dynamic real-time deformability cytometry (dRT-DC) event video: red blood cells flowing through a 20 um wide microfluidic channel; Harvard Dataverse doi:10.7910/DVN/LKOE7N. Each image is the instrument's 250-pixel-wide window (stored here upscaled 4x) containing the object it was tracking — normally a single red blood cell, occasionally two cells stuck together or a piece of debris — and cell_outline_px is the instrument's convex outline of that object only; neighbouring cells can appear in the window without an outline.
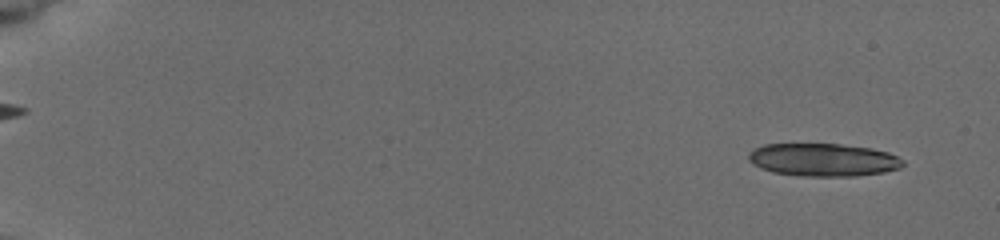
{"species": "common noctule bat (a hibernating species)", "species_latin": "Nyctalus noctula", "temperature_condition": "cold", "stored_images_in_passage": 70, "camera_frame_rate_fps": 3000, "um_per_image_px": 0.085, "animal": {"sex": "female", "body_mass_g": 19.5, "forearm_length_mm": 54.1}, "frame": {"image": 1, "passage_image": 7, "time_ms": 1.0, "image_size_px": [1000, 240], "cell_outline_px": [[904, 164], [900, 168], [884, 172], [856, 176], [800, 176], [772, 172], [760, 168], [752, 164], [748, 160], [748, 152], [752, 148], [764, 144], [840, 144], [872, 148], [888, 152], [904, 160]], "centroid_in_image_um": [69.94, 13.58], "position_along_channel_um": 15.1, "area_um2": 29.88}}
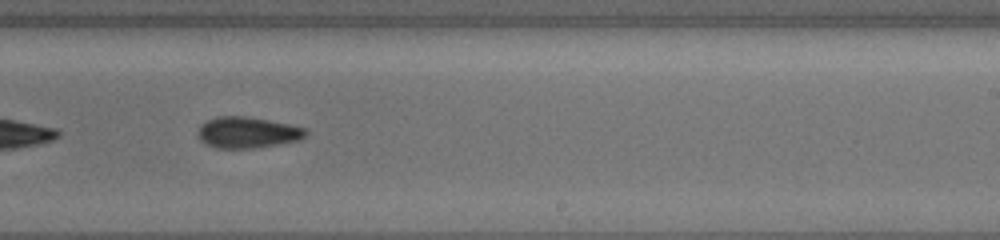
{"frame": {"image": 2, "passage_image": 51, "time_ms": 12.0, "image_size_px": [1000, 240], "cell_outline_px": [[308, 132], [300, 140], [280, 144], [252, 148], [216, 148], [204, 144], [200, 140], [196, 132], [200, 124], [216, 116], [244, 116], [268, 120], [288, 124], [304, 128]], "centroid_in_image_um": [20.98, 11.26], "position_along_channel_um": 268.0, "area_um2": 19.65}}
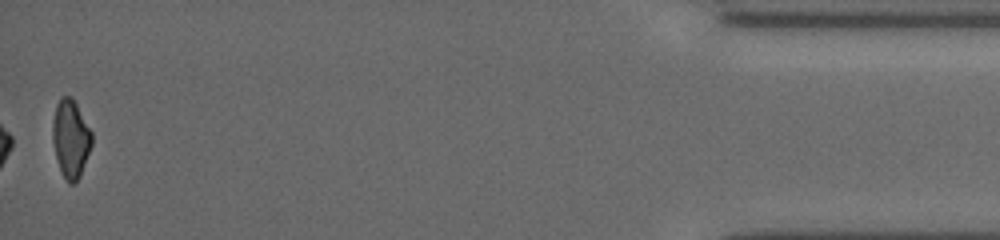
{"frame": {"image": 3, "passage_image": 70, "time_ms": 18.0, "image_size_px": [1000, 240], "cell_outline_px": [[92, 144], [80, 176], [72, 184], [68, 184], [60, 168], [56, 156], [52, 140], [52, 124], [56, 104], [60, 96], [72, 96], [92, 132]], "centroid_in_image_um": [6.0, 11.75], "position_along_channel_um": 429.2, "area_um2": 17.74}, "authors_computed_cell_mechanics": {"area_um2": 20.7213, "velocity_mm_per_s": 3.9073, "shape_relaxation_time_tau1_ms": 4.4797, "shape_relaxation_time_tau2_ms": 7.4924, "deformation_change_tau1": 0.1086, "deformation_change_tau2": 0.1546}}